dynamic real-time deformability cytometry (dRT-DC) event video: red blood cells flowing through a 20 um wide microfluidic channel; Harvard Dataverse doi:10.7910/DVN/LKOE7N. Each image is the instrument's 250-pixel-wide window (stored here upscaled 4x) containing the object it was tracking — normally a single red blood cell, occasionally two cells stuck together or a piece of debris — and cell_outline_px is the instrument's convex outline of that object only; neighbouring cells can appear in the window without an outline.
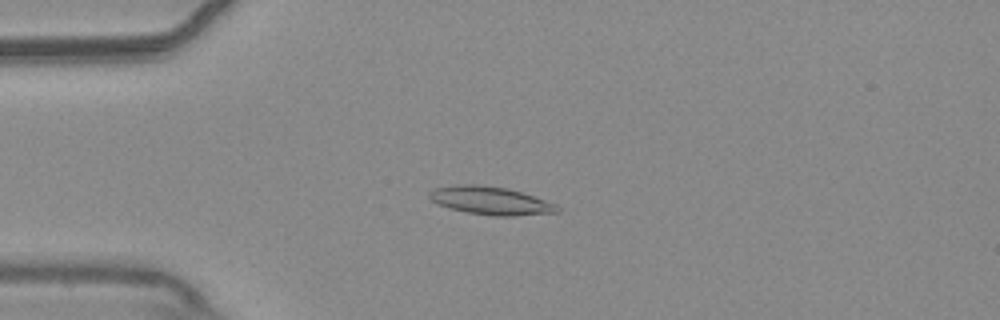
{"species": "common noctule bat (a hibernating species)", "species_latin": "Nyctalus noctula", "temperature_condition": "warm", "stored_images_in_passage": 48, "camera_frame_rate_fps": 3000, "um_per_image_px": 0.085, "animal": {"sex": "male", "body_mass_g": 20.4}, "frame": {"image": 1, "passage_image": 7, "time_ms": 2.0, "image_size_px": [1000, 320], "cell_outline_px": [[560, 212], [516, 216], [492, 216], [468, 212], [448, 208], [436, 204], [428, 196], [428, 192], [432, 188], [452, 184], [480, 184], [508, 188], [556, 204], [560, 208]], "centroid_in_image_um": [41.64, 17.04], "position_along_channel_um": 43.4, "area_um2": 21.21}}
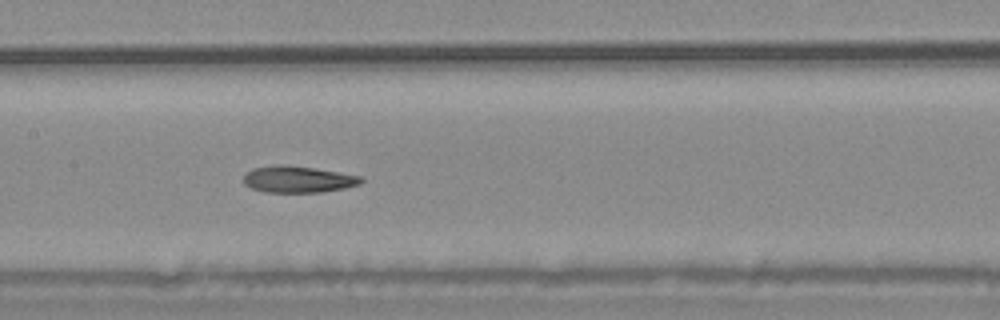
{"frame": {"image": 2, "passage_image": 20, "time_ms": 6.333, "image_size_px": [1000, 320], "cell_outline_px": [[364, 180], [360, 184], [344, 188], [324, 192], [264, 192], [252, 188], [244, 184], [244, 176], [252, 168], [280, 164], [312, 168], [364, 176]], "centroid_in_image_um": [25.36, 15.25], "position_along_channel_um": 182.0, "area_um2": 18.15}}
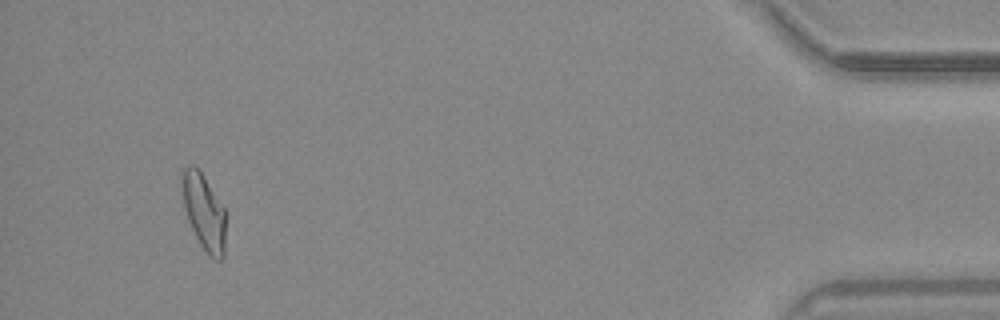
{"frame": {"image": 3, "passage_image": 45, "time_ms": 14.667, "image_size_px": [1000, 320], "cell_outline_px": [[224, 256], [220, 260], [216, 260], [200, 244], [188, 220], [184, 208], [180, 184], [180, 176], [184, 168], [188, 164], [192, 164], [200, 172], [224, 208]], "centroid_in_image_um": [17.28, 17.96], "position_along_channel_um": 417.9, "area_um2": 18.9}, "authors_computed_cell_mechanics": {"area_um2": 18.9006, "velocity_mm_per_s": 3.7022, "shape_relaxation_time_tau1_ms": null, "shape_relaxation_time_tau2_ms": 4.6728, "deformation_change_tau1": null, "deformation_change_tau2": 0.1296}}